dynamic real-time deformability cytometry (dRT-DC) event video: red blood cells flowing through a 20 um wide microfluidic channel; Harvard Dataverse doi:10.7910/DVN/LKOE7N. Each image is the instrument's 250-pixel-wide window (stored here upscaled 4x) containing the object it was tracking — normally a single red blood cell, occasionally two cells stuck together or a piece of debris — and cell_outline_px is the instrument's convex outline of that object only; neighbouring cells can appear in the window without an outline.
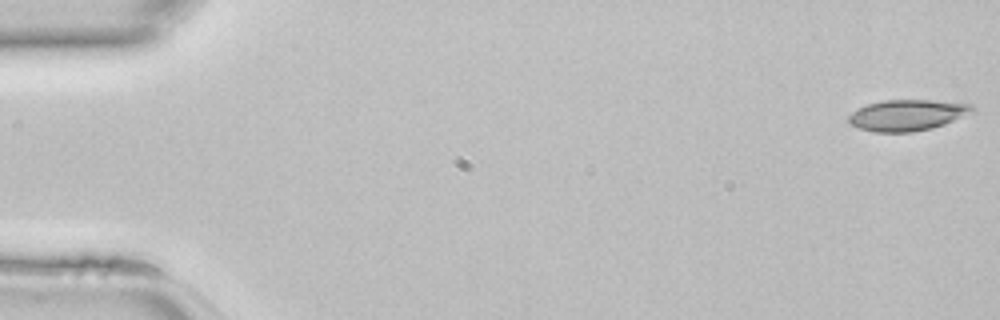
{"species": "common noctule bat (a hibernating species)", "species_latin": "Nyctalus noctula", "temperature_condition": "room temperature", "stored_images_in_passage": 46, "camera_frame_rate_fps": 3000, "um_per_image_px": 0.085, "animal": {"sex": "female", "body_mass_g": 22.7, "forearm_length_mm": 54.2}, "frame": {"image": 1, "passage_image": 1, "time_ms": 0.0, "image_size_px": [1000, 320], "cell_outline_px": [[976, 112], [944, 124], [932, 128], [912, 132], [872, 132], [848, 124], [848, 116], [852, 112], [868, 104], [884, 100], [932, 100], [972, 104], [976, 108]], "centroid_in_image_um": [77.16, 9.79], "position_along_channel_um": 7.8, "area_um2": 22.54}}
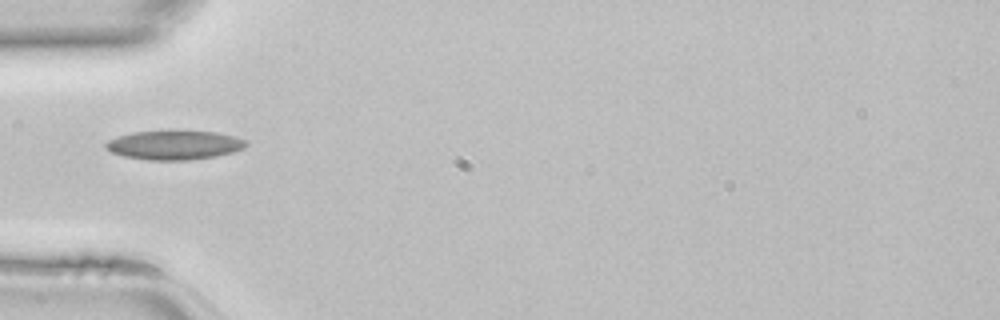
{"frame": {"image": 2, "passage_image": 15, "time_ms": 4.667, "image_size_px": [1000, 320], "cell_outline_px": [[248, 144], [244, 148], [232, 152], [216, 156], [188, 160], [148, 160], [124, 156], [112, 152], [104, 148], [104, 144], [108, 140], [132, 132], [168, 128], [176, 128], [216, 132], [236, 136], [244, 140]], "centroid_in_image_um": [14.81, 12.28], "position_along_channel_um": 70.2, "area_um2": 24.74}}
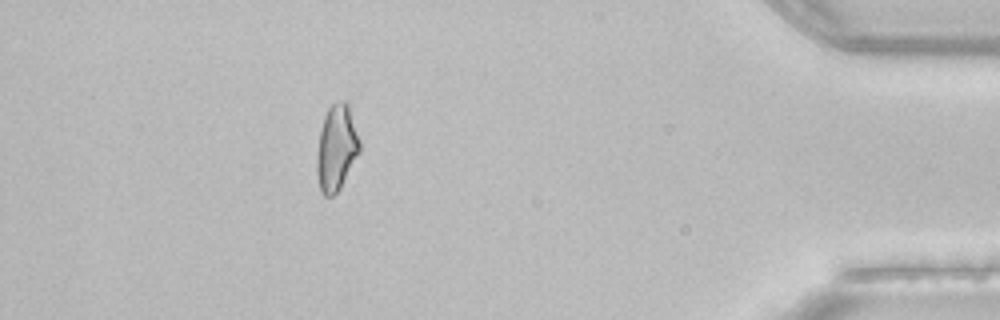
{"frame": {"image": 3, "passage_image": 41, "time_ms": 13.333, "image_size_px": [1000, 320], "cell_outline_px": [[360, 152], [340, 188], [332, 196], [324, 196], [320, 192], [316, 172], [316, 156], [320, 132], [324, 116], [328, 108], [336, 100], [344, 100], [348, 104], [360, 140]], "centroid_in_image_um": [28.59, 12.57], "position_along_channel_um": 406.6, "area_um2": 21.56}}